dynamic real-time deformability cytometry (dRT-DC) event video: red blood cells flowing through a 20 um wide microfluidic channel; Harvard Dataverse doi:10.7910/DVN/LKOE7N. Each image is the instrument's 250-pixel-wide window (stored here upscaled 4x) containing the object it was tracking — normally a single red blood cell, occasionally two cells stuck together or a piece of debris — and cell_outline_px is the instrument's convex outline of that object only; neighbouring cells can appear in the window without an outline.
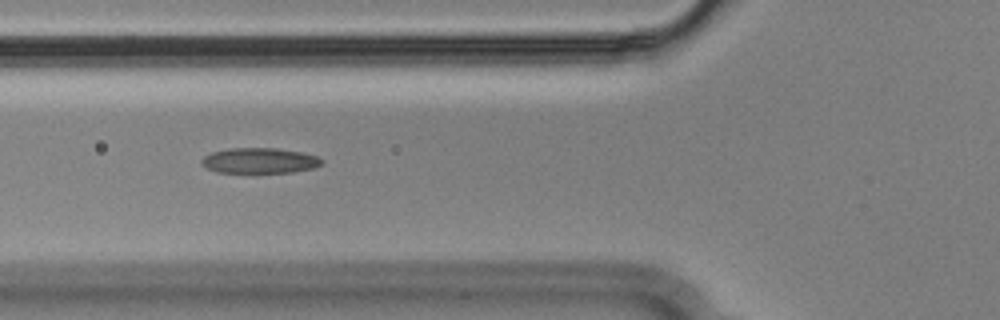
{"species": "Egyptian fruit bat (a non-hibernating species)", "species_latin": "Rousettus aegyptiacus", "temperature_condition": "cold", "stored_images_in_passage": 17, "camera_frame_rate_fps": 3000, "um_per_image_px": 0.085, "animal": {"sex": "male"}, "frame": {"image": 1, "passage_image": 4, "time_ms": 1.0, "image_size_px": [1000, 320], "cell_outline_px": [[320, 164], [312, 168], [292, 172], [216, 172], [208, 168], [200, 160], [204, 156], [212, 152], [232, 148], [276, 148], [300, 152], [316, 156], [320, 160]], "centroid_in_image_um": [22.02, 13.64], "position_along_channel_um": 103.8, "area_um2": 17.34}}
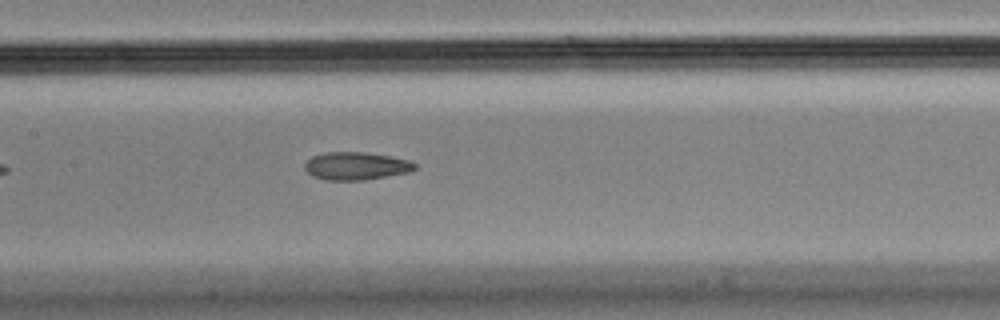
{"frame": {"image": 2, "passage_image": 10, "time_ms": 3.0, "image_size_px": [1000, 320], "cell_outline_px": [[416, 168], [408, 172], [364, 180], [328, 180], [312, 176], [304, 168], [304, 164], [312, 156], [324, 152], [364, 152], [388, 156], [408, 160], [416, 164]], "centroid_in_image_um": [30.23, 14.1], "position_along_channel_um": 177.2, "area_um2": 17.69}}
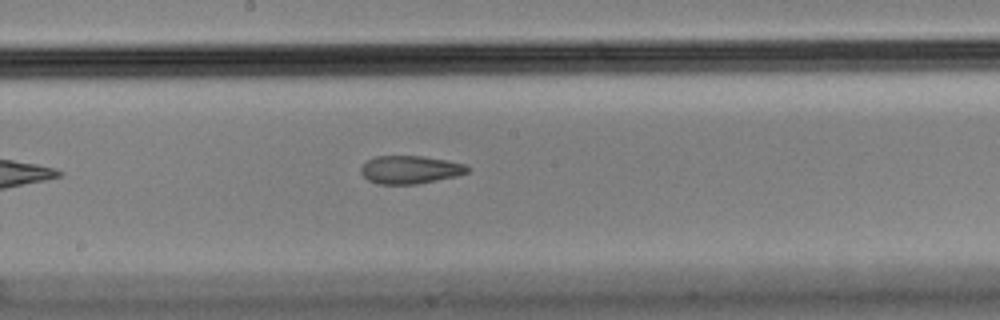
{"frame": {"image": 3, "passage_image": 13, "time_ms": 4.0, "image_size_px": [1000, 320], "cell_outline_px": [[472, 168], [468, 172], [456, 176], [416, 184], [380, 184], [368, 180], [360, 172], [360, 168], [368, 160], [376, 156], [424, 156], [448, 160], [464, 164]], "centroid_in_image_um": [34.88, 14.41], "position_along_channel_um": 213.3, "area_um2": 17.4}}